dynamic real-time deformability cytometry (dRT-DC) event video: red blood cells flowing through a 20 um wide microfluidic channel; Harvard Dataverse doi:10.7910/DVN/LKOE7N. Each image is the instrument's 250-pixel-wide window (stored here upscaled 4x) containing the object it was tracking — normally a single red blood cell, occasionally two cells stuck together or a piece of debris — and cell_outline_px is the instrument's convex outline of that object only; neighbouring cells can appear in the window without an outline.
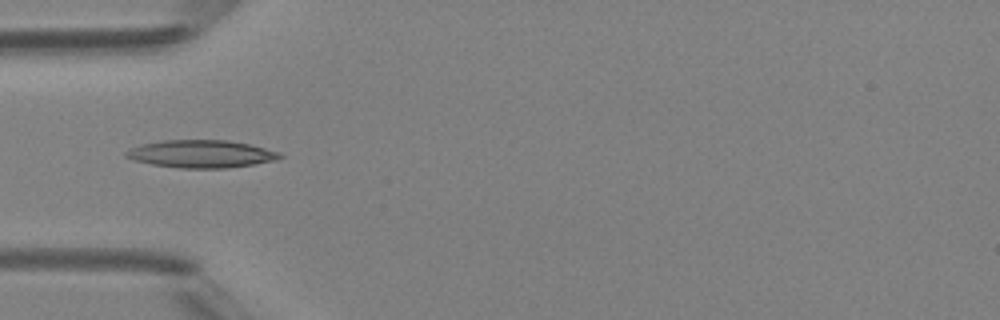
{"species": "Egyptian fruit bat (a non-hibernating species)", "species_latin": "Rousettus aegyptiacus", "temperature_condition": "room temperature", "stored_images_in_passage": 4, "camera_frame_rate_fps": 3000, "um_per_image_px": 0.085, "animal": {"sex": "female"}, "frame": {"image": 1, "passage_image": 4, "time_ms": 3.333, "image_size_px": [1000, 320], "cell_outline_px": [[284, 156], [276, 160], [252, 164], [224, 168], [180, 168], [152, 164], [132, 160], [124, 156], [124, 152], [140, 144], [160, 140], [228, 140], [248, 144], [280, 152]], "centroid_in_image_um": [17.06, 13.07], "position_along_channel_um": 67.9, "area_um2": 24.74}}